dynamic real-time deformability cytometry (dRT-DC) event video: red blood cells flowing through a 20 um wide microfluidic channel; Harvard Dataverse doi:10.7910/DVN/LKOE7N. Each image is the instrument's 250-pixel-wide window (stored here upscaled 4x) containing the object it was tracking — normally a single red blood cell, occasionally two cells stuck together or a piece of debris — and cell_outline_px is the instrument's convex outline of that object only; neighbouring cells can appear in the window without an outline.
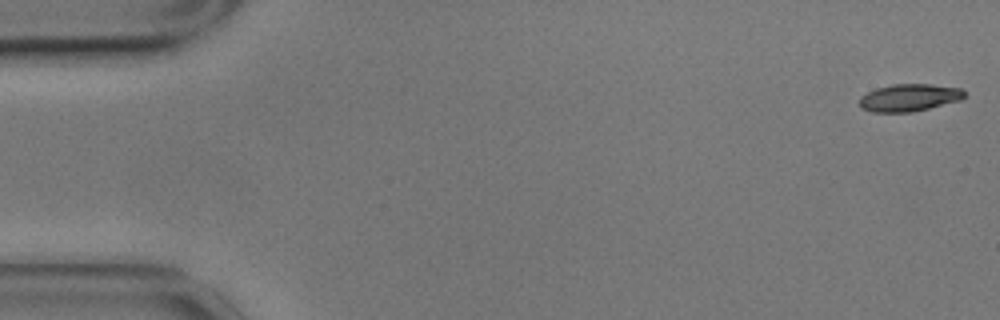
{"species": "common noctule bat (a hibernating species)", "species_latin": "Nyctalus noctula", "temperature_condition": "cold", "stored_images_in_passage": 18, "camera_frame_rate_fps": 3000, "um_per_image_px": 0.085, "animal": {"sex": "male", "body_mass_g": 17.9}, "frame": {"image": 1, "passage_image": 1, "time_ms": 0.0, "image_size_px": [1000, 320], "cell_outline_px": [[964, 96], [960, 100], [912, 112], [872, 112], [860, 108], [860, 96], [876, 88], [892, 84], [932, 84], [960, 88], [964, 92]], "centroid_in_image_um": [77.24, 8.29], "position_along_channel_um": 7.8, "area_um2": 16.65}}
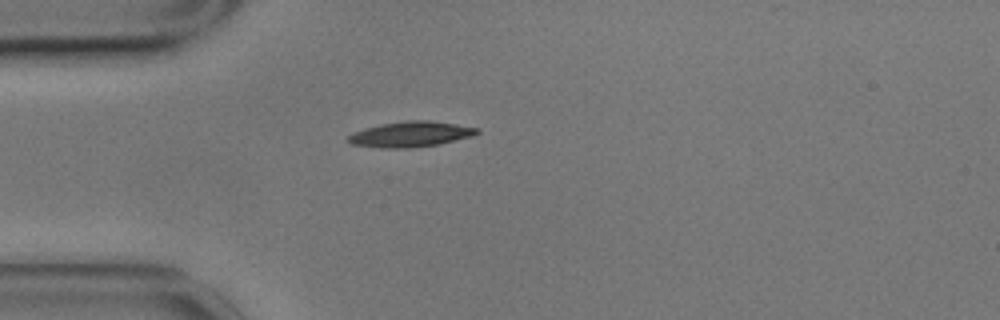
{"frame": {"image": 2, "passage_image": 15, "time_ms": 4.667, "image_size_px": [1000, 320], "cell_outline_px": [[480, 132], [472, 136], [440, 144], [408, 148], [380, 148], [348, 144], [348, 136], [352, 132], [364, 128], [380, 124], [408, 120], [428, 120], [456, 124], [480, 128]], "centroid_in_image_um": [34.88, 11.41], "position_along_channel_um": 50.1, "area_um2": 19.31}}